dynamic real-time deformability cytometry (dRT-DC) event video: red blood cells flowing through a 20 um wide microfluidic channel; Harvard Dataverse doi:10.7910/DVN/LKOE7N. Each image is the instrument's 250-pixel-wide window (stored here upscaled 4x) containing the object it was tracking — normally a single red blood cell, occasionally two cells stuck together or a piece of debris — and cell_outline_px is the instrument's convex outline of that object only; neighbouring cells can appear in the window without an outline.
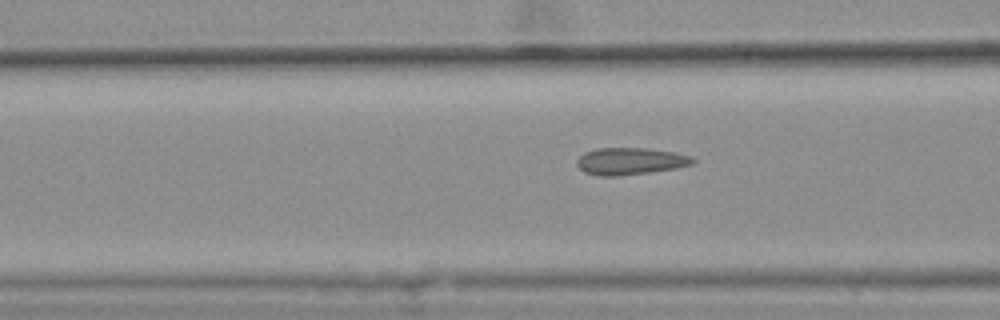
{"species": "common noctule bat (a hibernating species)", "species_latin": "Nyctalus noctula", "temperature_condition": "warm", "stored_images_in_passage": 50, "camera_frame_rate_fps": 3000, "um_per_image_px": 0.085, "animal": {"sex": "female", "body_mass_g": 25.1}, "frame": {"image": 1, "passage_image": 22, "time_ms": 7.0, "image_size_px": [1000, 320], "cell_outline_px": [[696, 160], [692, 164], [676, 168], [648, 172], [616, 176], [600, 176], [584, 172], [576, 164], [576, 160], [584, 152], [596, 148], [648, 148], [676, 152], [692, 156]], "centroid_in_image_um": [53.57, 13.69], "position_along_channel_um": 113.0, "area_um2": 18.32}, "authors_computed_cell_mechanics": {"area_um2": 17.629, "velocity_mm_per_s": 3.6339, "shape_relaxation_time_tau1_ms": null, "shape_relaxation_time_tau2_ms": 1.3874, "deformation_change_tau1": null, "deformation_change_tau2": 0.079}}